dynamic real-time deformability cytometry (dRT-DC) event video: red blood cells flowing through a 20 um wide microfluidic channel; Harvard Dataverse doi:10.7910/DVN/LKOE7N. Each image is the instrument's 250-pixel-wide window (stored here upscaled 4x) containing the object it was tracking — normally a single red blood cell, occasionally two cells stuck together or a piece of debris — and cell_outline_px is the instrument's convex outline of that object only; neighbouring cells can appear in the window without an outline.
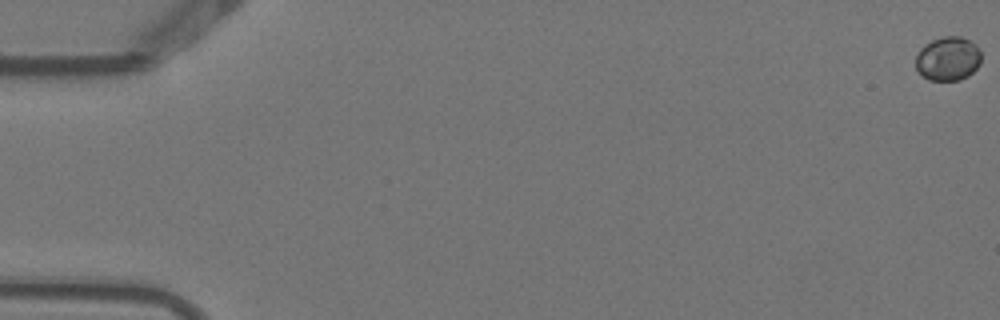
{"species": "Egyptian fruit bat (a non-hibernating species)", "species_latin": "Rousettus aegyptiacus", "temperature_condition": "warm", "stored_images_in_passage": 4, "camera_frame_rate_fps": 3000, "um_per_image_px": 0.085, "animal": {"sex": "female"}, "frame": {"image": 1, "passage_image": 1, "time_ms": 0.0, "image_size_px": [1000, 320], "cell_outline_px": [[980, 64], [968, 76], [960, 80], [928, 80], [916, 68], [916, 56], [920, 48], [924, 44], [932, 40], [944, 36], [960, 36], [968, 40], [980, 48]], "centroid_in_image_um": [80.57, 4.98], "position_along_channel_um": 4.4, "area_um2": 16.76}}